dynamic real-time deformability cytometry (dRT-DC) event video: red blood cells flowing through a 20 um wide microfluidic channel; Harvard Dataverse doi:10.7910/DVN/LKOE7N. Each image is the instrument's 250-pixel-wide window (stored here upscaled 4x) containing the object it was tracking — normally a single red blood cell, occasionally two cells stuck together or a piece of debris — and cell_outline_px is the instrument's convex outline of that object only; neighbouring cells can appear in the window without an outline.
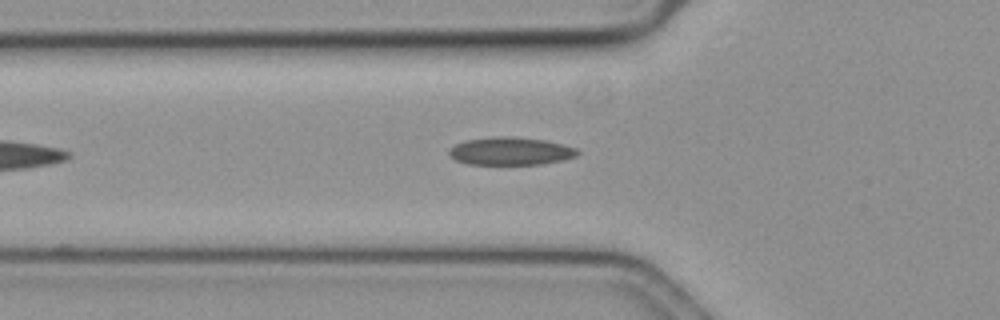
{"species": "common noctule bat (a hibernating species)", "species_latin": "Nyctalus noctula", "temperature_condition": "cold", "stored_images_in_passage": 30, "camera_frame_rate_fps": 3000, "um_per_image_px": 0.085, "animal": {"sex": "female", "body_mass_g": 19.3, "forearm_length_mm": 54.1}, "frame": {"image": 1, "passage_image": 9, "time_ms": 2.667, "image_size_px": [1000, 320], "cell_outline_px": [[580, 152], [576, 156], [564, 160], [540, 164], [468, 164], [456, 160], [448, 152], [456, 144], [464, 140], [492, 136], [512, 136], [544, 140], [564, 144], [576, 148]], "centroid_in_image_um": [43.43, 12.83], "position_along_channel_um": 82.4, "area_um2": 20.87}}
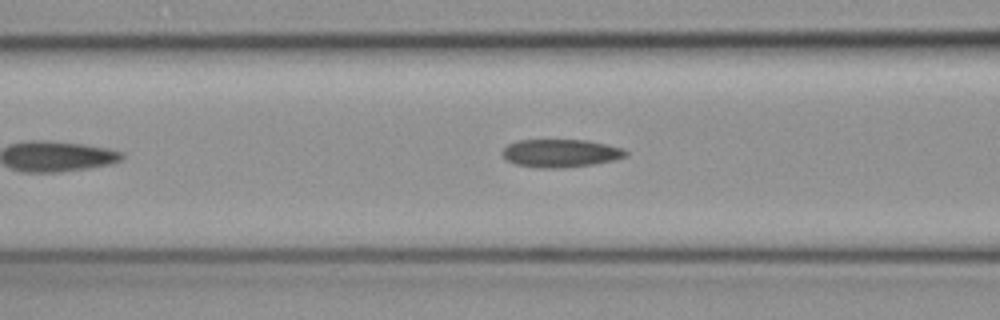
{"frame": {"image": 2, "passage_image": 12, "time_ms": 3.667, "image_size_px": [1000, 320], "cell_outline_px": [[628, 156], [612, 160], [592, 164], [564, 168], [536, 168], [516, 164], [508, 160], [500, 152], [508, 144], [516, 140], [588, 140], [620, 148], [628, 152]], "centroid_in_image_um": [47.61, 13.02], "position_along_channel_um": 119.0, "area_um2": 20.06}}
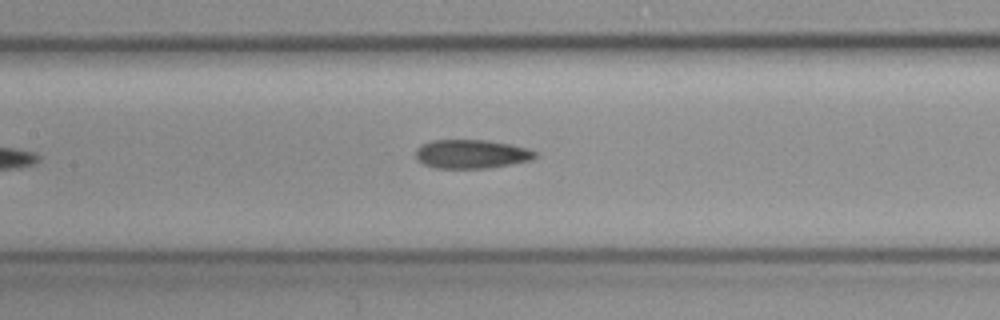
{"frame": {"image": 3, "passage_image": 16, "time_ms": 5.0, "image_size_px": [1000, 320], "cell_outline_px": [[536, 156], [532, 160], [488, 168], [436, 168], [424, 164], [416, 156], [416, 148], [420, 144], [432, 140], [488, 140], [512, 144], [528, 148], [536, 152]], "centroid_in_image_um": [40.08, 13.08], "position_along_channel_um": 167.3, "area_um2": 20.11}}